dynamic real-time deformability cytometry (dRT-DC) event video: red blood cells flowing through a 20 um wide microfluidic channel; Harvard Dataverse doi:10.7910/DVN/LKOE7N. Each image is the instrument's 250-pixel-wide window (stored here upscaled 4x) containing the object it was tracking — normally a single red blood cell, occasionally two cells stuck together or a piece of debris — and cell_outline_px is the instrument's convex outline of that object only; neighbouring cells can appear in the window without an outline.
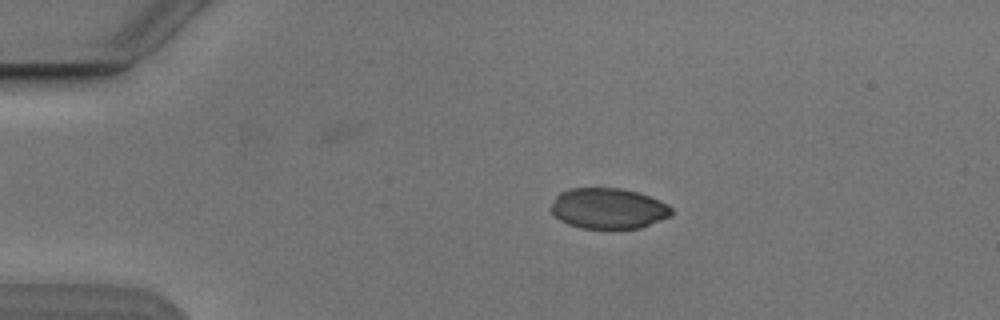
{"species": "Egyptian fruit bat (a non-hibernating species)", "species_latin": "Rousettus aegyptiacus", "temperature_condition": "cold", "stored_images_in_passage": 5, "camera_frame_rate_fps": 3000, "um_per_image_px": 0.085, "animal": {"sex": "male"}, "frame": {"image": 1, "passage_image": 3, "time_ms": 2.333, "image_size_px": [1000, 320], "cell_outline_px": [[672, 216], [640, 228], [580, 228], [568, 224], [560, 220], [548, 208], [556, 196], [560, 192], [572, 188], [620, 188], [636, 192], [660, 200], [668, 204], [672, 208]], "centroid_in_image_um": [51.7, 17.72], "position_along_channel_um": 33.3, "area_um2": 28.61}}
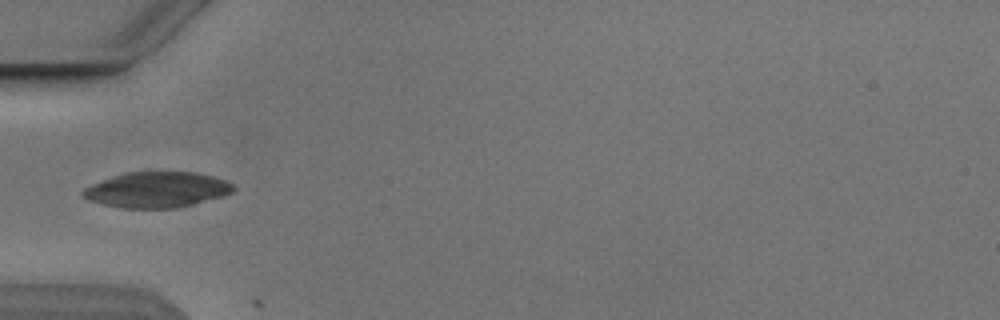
{"frame": {"image": 2, "passage_image": 5, "time_ms": 4.667, "image_size_px": [1000, 320], "cell_outline_px": [[236, 188], [232, 192], [224, 196], [180, 208], [120, 208], [88, 200], [80, 192], [84, 188], [92, 184], [124, 172], [144, 168], [148, 168], [196, 172], [212, 176], [224, 180], [232, 184]], "centroid_in_image_um": [13.35, 16.08], "position_along_channel_um": 71.7, "area_um2": 32.37}}